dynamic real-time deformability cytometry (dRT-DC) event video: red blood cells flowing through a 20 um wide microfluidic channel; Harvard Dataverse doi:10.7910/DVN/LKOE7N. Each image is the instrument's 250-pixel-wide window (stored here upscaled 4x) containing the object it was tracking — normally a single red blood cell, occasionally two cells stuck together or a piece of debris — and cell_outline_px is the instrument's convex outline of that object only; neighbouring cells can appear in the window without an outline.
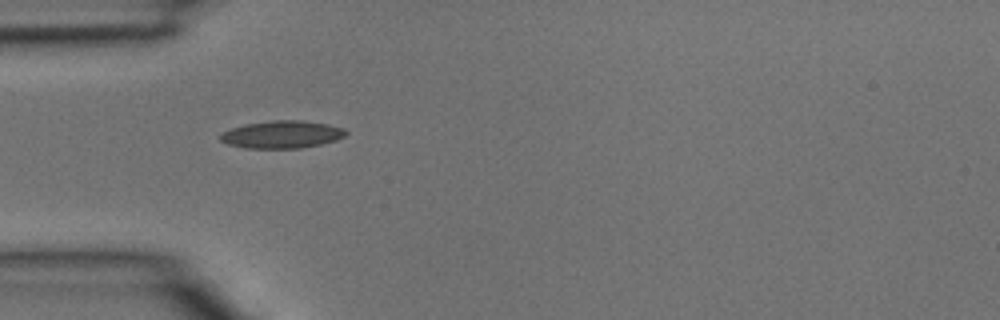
{"species": "common noctule bat (a hibernating species)", "species_latin": "Nyctalus noctula", "temperature_condition": "room temperature", "stored_images_in_passage": 1, "camera_frame_rate_fps": 3000, "um_per_image_px": 0.085, "animal": {"sex": "male", "body_mass_g": 15.6}, "frame": {"image": 1, "passage_image": 1, "time_ms": 0.0, "image_size_px": [1000, 320], "cell_outline_px": [[348, 132], [344, 136], [336, 140], [320, 144], [300, 148], [244, 148], [228, 144], [220, 140], [220, 132], [244, 124], [272, 120], [304, 120], [328, 124], [344, 128]], "centroid_in_image_um": [23.95, 11.42], "position_along_channel_um": 61.0, "area_um2": 20.23}}